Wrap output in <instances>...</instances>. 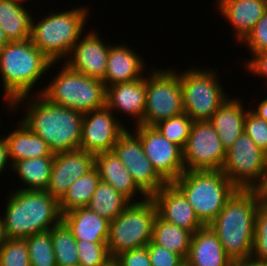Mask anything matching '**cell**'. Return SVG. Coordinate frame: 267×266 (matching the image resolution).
<instances>
[{
	"instance_id": "1",
	"label": "cell",
	"mask_w": 267,
	"mask_h": 266,
	"mask_svg": "<svg viewBox=\"0 0 267 266\" xmlns=\"http://www.w3.org/2000/svg\"><path fill=\"white\" fill-rule=\"evenodd\" d=\"M35 95L17 98L12 103V111H17L21 104L23 108L26 106L20 120L43 138L53 153L79 149L83 113L51 103L42 94Z\"/></svg>"
},
{
	"instance_id": "2",
	"label": "cell",
	"mask_w": 267,
	"mask_h": 266,
	"mask_svg": "<svg viewBox=\"0 0 267 266\" xmlns=\"http://www.w3.org/2000/svg\"><path fill=\"white\" fill-rule=\"evenodd\" d=\"M257 207L252 190L238 189L209 224L236 265L251 259Z\"/></svg>"
},
{
	"instance_id": "3",
	"label": "cell",
	"mask_w": 267,
	"mask_h": 266,
	"mask_svg": "<svg viewBox=\"0 0 267 266\" xmlns=\"http://www.w3.org/2000/svg\"><path fill=\"white\" fill-rule=\"evenodd\" d=\"M52 62L30 39L8 42L0 50V79L7 111L12 112V103L20 97L31 95L34 86L46 77ZM44 75V76H43Z\"/></svg>"
},
{
	"instance_id": "4",
	"label": "cell",
	"mask_w": 267,
	"mask_h": 266,
	"mask_svg": "<svg viewBox=\"0 0 267 266\" xmlns=\"http://www.w3.org/2000/svg\"><path fill=\"white\" fill-rule=\"evenodd\" d=\"M8 192L5 212L0 215L7 239H26L62 220L59 202L45 190L15 188Z\"/></svg>"
},
{
	"instance_id": "5",
	"label": "cell",
	"mask_w": 267,
	"mask_h": 266,
	"mask_svg": "<svg viewBox=\"0 0 267 266\" xmlns=\"http://www.w3.org/2000/svg\"><path fill=\"white\" fill-rule=\"evenodd\" d=\"M47 13L40 20L32 17L30 40L52 62L61 63L85 33L89 8L80 6Z\"/></svg>"
},
{
	"instance_id": "6",
	"label": "cell",
	"mask_w": 267,
	"mask_h": 266,
	"mask_svg": "<svg viewBox=\"0 0 267 266\" xmlns=\"http://www.w3.org/2000/svg\"><path fill=\"white\" fill-rule=\"evenodd\" d=\"M172 183L184 194L204 226L214 220L238 190L221 170L184 171Z\"/></svg>"
},
{
	"instance_id": "7",
	"label": "cell",
	"mask_w": 267,
	"mask_h": 266,
	"mask_svg": "<svg viewBox=\"0 0 267 266\" xmlns=\"http://www.w3.org/2000/svg\"><path fill=\"white\" fill-rule=\"evenodd\" d=\"M56 77L37 94L56 105L87 113L106 105V86L102 80L87 77L62 62Z\"/></svg>"
},
{
	"instance_id": "8",
	"label": "cell",
	"mask_w": 267,
	"mask_h": 266,
	"mask_svg": "<svg viewBox=\"0 0 267 266\" xmlns=\"http://www.w3.org/2000/svg\"><path fill=\"white\" fill-rule=\"evenodd\" d=\"M217 73L212 67L210 70L200 66H191L178 72L182 87V107L193 121L210 120L229 98Z\"/></svg>"
},
{
	"instance_id": "9",
	"label": "cell",
	"mask_w": 267,
	"mask_h": 266,
	"mask_svg": "<svg viewBox=\"0 0 267 266\" xmlns=\"http://www.w3.org/2000/svg\"><path fill=\"white\" fill-rule=\"evenodd\" d=\"M157 208L151 197L132 202L110 222L107 247L110 256L146 246L152 240L153 222Z\"/></svg>"
},
{
	"instance_id": "10",
	"label": "cell",
	"mask_w": 267,
	"mask_h": 266,
	"mask_svg": "<svg viewBox=\"0 0 267 266\" xmlns=\"http://www.w3.org/2000/svg\"><path fill=\"white\" fill-rule=\"evenodd\" d=\"M146 76V105L140 125L154 126L160 121L184 113L182 87L178 71L173 68L150 69Z\"/></svg>"
},
{
	"instance_id": "11",
	"label": "cell",
	"mask_w": 267,
	"mask_h": 266,
	"mask_svg": "<svg viewBox=\"0 0 267 266\" xmlns=\"http://www.w3.org/2000/svg\"><path fill=\"white\" fill-rule=\"evenodd\" d=\"M267 162V154L243 132L226 150L221 171L241 190H251L260 180Z\"/></svg>"
},
{
	"instance_id": "12",
	"label": "cell",
	"mask_w": 267,
	"mask_h": 266,
	"mask_svg": "<svg viewBox=\"0 0 267 266\" xmlns=\"http://www.w3.org/2000/svg\"><path fill=\"white\" fill-rule=\"evenodd\" d=\"M226 151L209 120L194 121L183 149L185 171L221 170Z\"/></svg>"
},
{
	"instance_id": "13",
	"label": "cell",
	"mask_w": 267,
	"mask_h": 266,
	"mask_svg": "<svg viewBox=\"0 0 267 266\" xmlns=\"http://www.w3.org/2000/svg\"><path fill=\"white\" fill-rule=\"evenodd\" d=\"M129 171L135 184L148 196L157 193L167 182L146 157L140 138L129 128L119 137L112 150Z\"/></svg>"
},
{
	"instance_id": "14",
	"label": "cell",
	"mask_w": 267,
	"mask_h": 266,
	"mask_svg": "<svg viewBox=\"0 0 267 266\" xmlns=\"http://www.w3.org/2000/svg\"><path fill=\"white\" fill-rule=\"evenodd\" d=\"M132 131L140 138L143 151L153 168L167 183L175 181L185 171L183 150L154 126L137 125Z\"/></svg>"
},
{
	"instance_id": "15",
	"label": "cell",
	"mask_w": 267,
	"mask_h": 266,
	"mask_svg": "<svg viewBox=\"0 0 267 266\" xmlns=\"http://www.w3.org/2000/svg\"><path fill=\"white\" fill-rule=\"evenodd\" d=\"M106 105L83 114L80 148L93 155L109 152L119 137L130 128Z\"/></svg>"
},
{
	"instance_id": "16",
	"label": "cell",
	"mask_w": 267,
	"mask_h": 266,
	"mask_svg": "<svg viewBox=\"0 0 267 266\" xmlns=\"http://www.w3.org/2000/svg\"><path fill=\"white\" fill-rule=\"evenodd\" d=\"M110 44L102 40L99 32L87 30L74 44L70 54L64 60L70 69L98 80H103L107 69Z\"/></svg>"
},
{
	"instance_id": "17",
	"label": "cell",
	"mask_w": 267,
	"mask_h": 266,
	"mask_svg": "<svg viewBox=\"0 0 267 266\" xmlns=\"http://www.w3.org/2000/svg\"><path fill=\"white\" fill-rule=\"evenodd\" d=\"M94 166L95 155L81 149L54 153L50 182L45 191L59 202L74 181Z\"/></svg>"
},
{
	"instance_id": "18",
	"label": "cell",
	"mask_w": 267,
	"mask_h": 266,
	"mask_svg": "<svg viewBox=\"0 0 267 266\" xmlns=\"http://www.w3.org/2000/svg\"><path fill=\"white\" fill-rule=\"evenodd\" d=\"M151 199L161 219L192 233L204 226L184 194L172 182L166 183Z\"/></svg>"
},
{
	"instance_id": "19",
	"label": "cell",
	"mask_w": 267,
	"mask_h": 266,
	"mask_svg": "<svg viewBox=\"0 0 267 266\" xmlns=\"http://www.w3.org/2000/svg\"><path fill=\"white\" fill-rule=\"evenodd\" d=\"M146 105V76L106 87V106L115 114L133 119V127L143 122Z\"/></svg>"
},
{
	"instance_id": "20",
	"label": "cell",
	"mask_w": 267,
	"mask_h": 266,
	"mask_svg": "<svg viewBox=\"0 0 267 266\" xmlns=\"http://www.w3.org/2000/svg\"><path fill=\"white\" fill-rule=\"evenodd\" d=\"M217 12L233 27L236 42L241 44L267 10V0H216Z\"/></svg>"
},
{
	"instance_id": "21",
	"label": "cell",
	"mask_w": 267,
	"mask_h": 266,
	"mask_svg": "<svg viewBox=\"0 0 267 266\" xmlns=\"http://www.w3.org/2000/svg\"><path fill=\"white\" fill-rule=\"evenodd\" d=\"M144 57L129 45L118 43L110 45L107 59V69L102 80L106 87L117 83L131 82L145 75L146 64Z\"/></svg>"
},
{
	"instance_id": "22",
	"label": "cell",
	"mask_w": 267,
	"mask_h": 266,
	"mask_svg": "<svg viewBox=\"0 0 267 266\" xmlns=\"http://www.w3.org/2000/svg\"><path fill=\"white\" fill-rule=\"evenodd\" d=\"M185 266H237L226 254L215 232L207 226L195 231L191 238Z\"/></svg>"
},
{
	"instance_id": "23",
	"label": "cell",
	"mask_w": 267,
	"mask_h": 266,
	"mask_svg": "<svg viewBox=\"0 0 267 266\" xmlns=\"http://www.w3.org/2000/svg\"><path fill=\"white\" fill-rule=\"evenodd\" d=\"M95 167L103 182L110 184L117 192L125 196L131 202H141L148 198L135 184L129 171L113 151L96 154ZM138 195L139 197L137 199L136 196ZM134 197H136V199H134Z\"/></svg>"
},
{
	"instance_id": "24",
	"label": "cell",
	"mask_w": 267,
	"mask_h": 266,
	"mask_svg": "<svg viewBox=\"0 0 267 266\" xmlns=\"http://www.w3.org/2000/svg\"><path fill=\"white\" fill-rule=\"evenodd\" d=\"M231 98V99H230ZM241 98H229L217 109L209 120L219 135L223 148L228 150L244 132L247 111ZM246 109V110H245Z\"/></svg>"
},
{
	"instance_id": "25",
	"label": "cell",
	"mask_w": 267,
	"mask_h": 266,
	"mask_svg": "<svg viewBox=\"0 0 267 266\" xmlns=\"http://www.w3.org/2000/svg\"><path fill=\"white\" fill-rule=\"evenodd\" d=\"M62 221L76 240L107 243L110 221L88 207H80L62 214Z\"/></svg>"
},
{
	"instance_id": "26",
	"label": "cell",
	"mask_w": 267,
	"mask_h": 266,
	"mask_svg": "<svg viewBox=\"0 0 267 266\" xmlns=\"http://www.w3.org/2000/svg\"><path fill=\"white\" fill-rule=\"evenodd\" d=\"M3 136L8 145L12 164L28 158L54 156L45 140L35 135L22 121L17 122L16 129Z\"/></svg>"
},
{
	"instance_id": "27",
	"label": "cell",
	"mask_w": 267,
	"mask_h": 266,
	"mask_svg": "<svg viewBox=\"0 0 267 266\" xmlns=\"http://www.w3.org/2000/svg\"><path fill=\"white\" fill-rule=\"evenodd\" d=\"M27 6L0 0V26L9 42L30 39L32 13Z\"/></svg>"
},
{
	"instance_id": "28",
	"label": "cell",
	"mask_w": 267,
	"mask_h": 266,
	"mask_svg": "<svg viewBox=\"0 0 267 266\" xmlns=\"http://www.w3.org/2000/svg\"><path fill=\"white\" fill-rule=\"evenodd\" d=\"M54 156L28 158L12 164L11 171L19 177L22 188L18 190H46L51 176Z\"/></svg>"
},
{
	"instance_id": "29",
	"label": "cell",
	"mask_w": 267,
	"mask_h": 266,
	"mask_svg": "<svg viewBox=\"0 0 267 266\" xmlns=\"http://www.w3.org/2000/svg\"><path fill=\"white\" fill-rule=\"evenodd\" d=\"M193 233L161 219L156 215L152 228V242L180 255L186 260Z\"/></svg>"
},
{
	"instance_id": "30",
	"label": "cell",
	"mask_w": 267,
	"mask_h": 266,
	"mask_svg": "<svg viewBox=\"0 0 267 266\" xmlns=\"http://www.w3.org/2000/svg\"><path fill=\"white\" fill-rule=\"evenodd\" d=\"M132 202L110 184L100 180L87 207L108 221L114 220Z\"/></svg>"
},
{
	"instance_id": "31",
	"label": "cell",
	"mask_w": 267,
	"mask_h": 266,
	"mask_svg": "<svg viewBox=\"0 0 267 266\" xmlns=\"http://www.w3.org/2000/svg\"><path fill=\"white\" fill-rule=\"evenodd\" d=\"M100 180L95 166L79 179L75 180L64 197L59 201L61 215L76 208L87 207Z\"/></svg>"
},
{
	"instance_id": "32",
	"label": "cell",
	"mask_w": 267,
	"mask_h": 266,
	"mask_svg": "<svg viewBox=\"0 0 267 266\" xmlns=\"http://www.w3.org/2000/svg\"><path fill=\"white\" fill-rule=\"evenodd\" d=\"M50 235L57 266H78L76 239L67 225L61 220L50 229Z\"/></svg>"
},
{
	"instance_id": "33",
	"label": "cell",
	"mask_w": 267,
	"mask_h": 266,
	"mask_svg": "<svg viewBox=\"0 0 267 266\" xmlns=\"http://www.w3.org/2000/svg\"><path fill=\"white\" fill-rule=\"evenodd\" d=\"M25 240L31 266H57L50 230L31 235Z\"/></svg>"
},
{
	"instance_id": "34",
	"label": "cell",
	"mask_w": 267,
	"mask_h": 266,
	"mask_svg": "<svg viewBox=\"0 0 267 266\" xmlns=\"http://www.w3.org/2000/svg\"><path fill=\"white\" fill-rule=\"evenodd\" d=\"M194 121L184 112L180 115L163 120L154 127L170 142L184 149Z\"/></svg>"
},
{
	"instance_id": "35",
	"label": "cell",
	"mask_w": 267,
	"mask_h": 266,
	"mask_svg": "<svg viewBox=\"0 0 267 266\" xmlns=\"http://www.w3.org/2000/svg\"><path fill=\"white\" fill-rule=\"evenodd\" d=\"M78 250V266H108L113 262L107 243L76 240Z\"/></svg>"
},
{
	"instance_id": "36",
	"label": "cell",
	"mask_w": 267,
	"mask_h": 266,
	"mask_svg": "<svg viewBox=\"0 0 267 266\" xmlns=\"http://www.w3.org/2000/svg\"><path fill=\"white\" fill-rule=\"evenodd\" d=\"M251 259L267 263V203L258 202Z\"/></svg>"
},
{
	"instance_id": "37",
	"label": "cell",
	"mask_w": 267,
	"mask_h": 266,
	"mask_svg": "<svg viewBox=\"0 0 267 266\" xmlns=\"http://www.w3.org/2000/svg\"><path fill=\"white\" fill-rule=\"evenodd\" d=\"M0 266H31L25 239H7L0 248Z\"/></svg>"
},
{
	"instance_id": "38",
	"label": "cell",
	"mask_w": 267,
	"mask_h": 266,
	"mask_svg": "<svg viewBox=\"0 0 267 266\" xmlns=\"http://www.w3.org/2000/svg\"><path fill=\"white\" fill-rule=\"evenodd\" d=\"M244 132L267 154V122L259 118L250 109L246 114Z\"/></svg>"
},
{
	"instance_id": "39",
	"label": "cell",
	"mask_w": 267,
	"mask_h": 266,
	"mask_svg": "<svg viewBox=\"0 0 267 266\" xmlns=\"http://www.w3.org/2000/svg\"><path fill=\"white\" fill-rule=\"evenodd\" d=\"M241 43L242 46H247L251 58L254 54L267 50V10Z\"/></svg>"
},
{
	"instance_id": "40",
	"label": "cell",
	"mask_w": 267,
	"mask_h": 266,
	"mask_svg": "<svg viewBox=\"0 0 267 266\" xmlns=\"http://www.w3.org/2000/svg\"><path fill=\"white\" fill-rule=\"evenodd\" d=\"M152 266H185V260L178 254L150 241L147 245Z\"/></svg>"
},
{
	"instance_id": "41",
	"label": "cell",
	"mask_w": 267,
	"mask_h": 266,
	"mask_svg": "<svg viewBox=\"0 0 267 266\" xmlns=\"http://www.w3.org/2000/svg\"><path fill=\"white\" fill-rule=\"evenodd\" d=\"M113 262L117 266H152L147 246L123 252L117 255Z\"/></svg>"
},
{
	"instance_id": "42",
	"label": "cell",
	"mask_w": 267,
	"mask_h": 266,
	"mask_svg": "<svg viewBox=\"0 0 267 266\" xmlns=\"http://www.w3.org/2000/svg\"><path fill=\"white\" fill-rule=\"evenodd\" d=\"M253 58H248L245 62L244 70H247L253 77H260L267 79V50L256 53L252 56ZM246 68V69H245Z\"/></svg>"
},
{
	"instance_id": "43",
	"label": "cell",
	"mask_w": 267,
	"mask_h": 266,
	"mask_svg": "<svg viewBox=\"0 0 267 266\" xmlns=\"http://www.w3.org/2000/svg\"><path fill=\"white\" fill-rule=\"evenodd\" d=\"M251 190L255 193L258 202L267 203V162L259 182Z\"/></svg>"
},
{
	"instance_id": "44",
	"label": "cell",
	"mask_w": 267,
	"mask_h": 266,
	"mask_svg": "<svg viewBox=\"0 0 267 266\" xmlns=\"http://www.w3.org/2000/svg\"><path fill=\"white\" fill-rule=\"evenodd\" d=\"M7 168L10 170L12 168V163L9 159L7 142L4 136H1L0 137V174Z\"/></svg>"
},
{
	"instance_id": "45",
	"label": "cell",
	"mask_w": 267,
	"mask_h": 266,
	"mask_svg": "<svg viewBox=\"0 0 267 266\" xmlns=\"http://www.w3.org/2000/svg\"><path fill=\"white\" fill-rule=\"evenodd\" d=\"M256 106V108H251L250 110L259 118L264 119L267 122V96L262 99V101H259Z\"/></svg>"
},
{
	"instance_id": "46",
	"label": "cell",
	"mask_w": 267,
	"mask_h": 266,
	"mask_svg": "<svg viewBox=\"0 0 267 266\" xmlns=\"http://www.w3.org/2000/svg\"><path fill=\"white\" fill-rule=\"evenodd\" d=\"M6 240H7V236L5 233V227L3 225V220L0 217V248L3 246Z\"/></svg>"
},
{
	"instance_id": "47",
	"label": "cell",
	"mask_w": 267,
	"mask_h": 266,
	"mask_svg": "<svg viewBox=\"0 0 267 266\" xmlns=\"http://www.w3.org/2000/svg\"><path fill=\"white\" fill-rule=\"evenodd\" d=\"M237 266H267V263H260L249 259L248 261L237 264Z\"/></svg>"
},
{
	"instance_id": "48",
	"label": "cell",
	"mask_w": 267,
	"mask_h": 266,
	"mask_svg": "<svg viewBox=\"0 0 267 266\" xmlns=\"http://www.w3.org/2000/svg\"><path fill=\"white\" fill-rule=\"evenodd\" d=\"M8 39L0 26V50L8 43Z\"/></svg>"
},
{
	"instance_id": "49",
	"label": "cell",
	"mask_w": 267,
	"mask_h": 266,
	"mask_svg": "<svg viewBox=\"0 0 267 266\" xmlns=\"http://www.w3.org/2000/svg\"><path fill=\"white\" fill-rule=\"evenodd\" d=\"M10 1H13L14 3L20 4L22 6L26 5L25 3L28 2V0H10ZM23 1H25V3Z\"/></svg>"
},
{
	"instance_id": "50",
	"label": "cell",
	"mask_w": 267,
	"mask_h": 266,
	"mask_svg": "<svg viewBox=\"0 0 267 266\" xmlns=\"http://www.w3.org/2000/svg\"><path fill=\"white\" fill-rule=\"evenodd\" d=\"M108 266H117V265L114 262H112Z\"/></svg>"
}]
</instances>
